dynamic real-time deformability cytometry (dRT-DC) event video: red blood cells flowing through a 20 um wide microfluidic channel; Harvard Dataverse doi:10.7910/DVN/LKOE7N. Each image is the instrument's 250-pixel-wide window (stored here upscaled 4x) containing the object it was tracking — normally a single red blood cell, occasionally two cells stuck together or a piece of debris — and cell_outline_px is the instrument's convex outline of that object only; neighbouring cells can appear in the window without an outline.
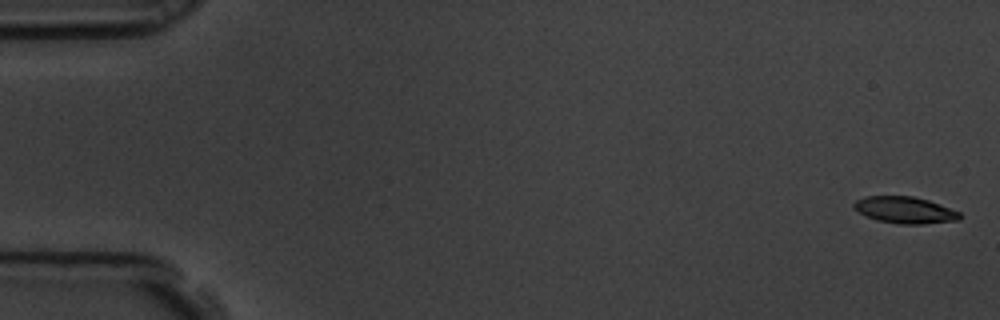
{"species": "common noctule bat (a hibernating species)", "species_latin": "Nyctalus noctula", "temperature_condition": "room temperature", "stored_images_in_passage": 5, "camera_frame_rate_fps": 3000, "um_per_image_px": 0.085, "animal": {"sex": "male", "body_mass_g": 19.5, "forearm_length_mm": 54.6}, "frame": {"image": 1, "passage_image": 1, "time_ms": 0.0, "image_size_px": [1000, 320], "cell_outline_px": [[960, 220], [920, 224], [896, 224], [876, 220], [852, 208], [852, 204], [856, 200], [864, 196], [912, 196], [928, 200], [960, 212]], "centroid_in_image_um": [76.88, 17.85], "position_along_channel_um": 8.1, "area_um2": 16.42}}
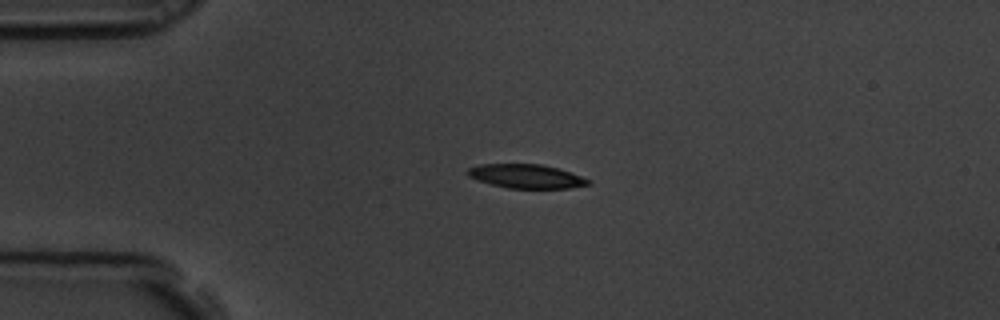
{"frame": {"image": 2, "passage_image": 4, "time_ms": 1.0, "image_size_px": [1000, 320], "cell_outline_px": [[592, 184], [568, 188], [508, 188], [492, 184], [468, 176], [468, 168], [480, 164], [540, 164], [560, 168], [592, 180]], "centroid_in_image_um": [44.8, 14.97], "position_along_channel_um": 40.2, "area_um2": 16.76}}